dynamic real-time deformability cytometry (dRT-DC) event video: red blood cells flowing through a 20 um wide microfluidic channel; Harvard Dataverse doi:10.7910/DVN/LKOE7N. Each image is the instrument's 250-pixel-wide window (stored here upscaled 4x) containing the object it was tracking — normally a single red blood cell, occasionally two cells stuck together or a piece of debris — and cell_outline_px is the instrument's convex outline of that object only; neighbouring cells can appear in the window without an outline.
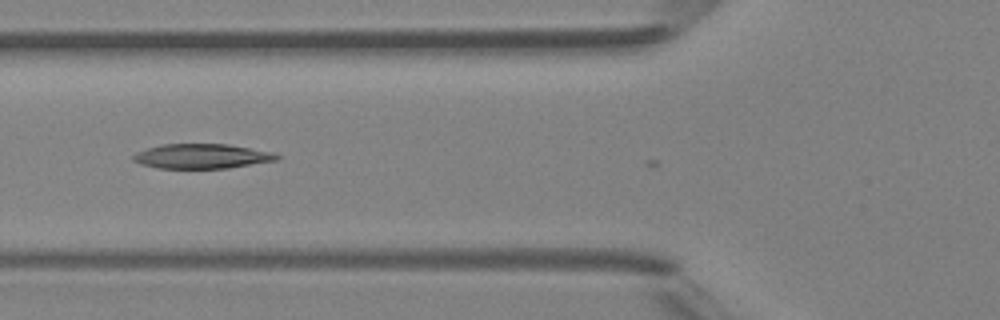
{"species": "Egyptian fruit bat (a non-hibernating species)", "species_latin": "Rousettus aegyptiacus", "temperature_condition": "room temperature", "stored_images_in_passage": 5, "camera_frame_rate_fps": 3000, "um_per_image_px": 0.085, "animal": {"sex": "female"}, "frame": {"image": 1, "passage_image": 5, "time_ms": 4.333, "image_size_px": [1000, 320], "cell_outline_px": [[280, 156], [276, 160], [228, 168], [156, 168], [140, 164], [132, 160], [132, 156], [136, 152], [160, 144], [228, 144], [272, 152]], "centroid_in_image_um": [17.1, 13.28], "position_along_channel_um": 108.7, "area_um2": 20.58}}